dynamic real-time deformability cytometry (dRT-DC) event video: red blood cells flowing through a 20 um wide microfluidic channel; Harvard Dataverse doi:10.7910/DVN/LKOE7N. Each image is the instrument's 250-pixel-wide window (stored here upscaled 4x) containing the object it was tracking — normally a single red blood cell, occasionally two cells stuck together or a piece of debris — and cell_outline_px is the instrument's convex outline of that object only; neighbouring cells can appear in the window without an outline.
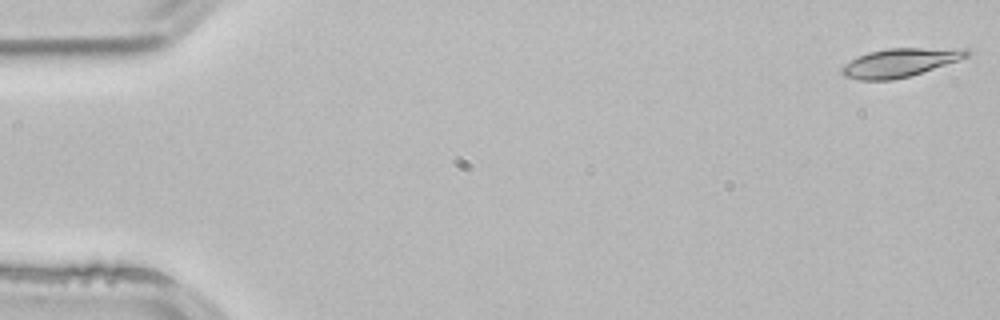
{"species": "common noctule bat (a hibernating species)", "species_latin": "Nyctalus noctula", "temperature_condition": "room temperature", "stored_images_in_passage": 52, "camera_frame_rate_fps": 3000, "um_per_image_px": 0.085, "animal": {"sex": "male", "body_mass_g": 21.5, "forearm_length_mm": 52.0}, "frame": {"image": 1, "passage_image": 1, "time_ms": 0.0, "image_size_px": [1000, 320], "cell_outline_px": [[972, 52], [968, 56], [908, 76], [892, 80], [860, 80], [844, 76], [840, 72], [840, 68], [844, 64], [868, 52], [888, 48], [968, 48]], "centroid_in_image_um": [76.47, 5.31], "position_along_channel_um": 8.5, "area_um2": 20.46}}
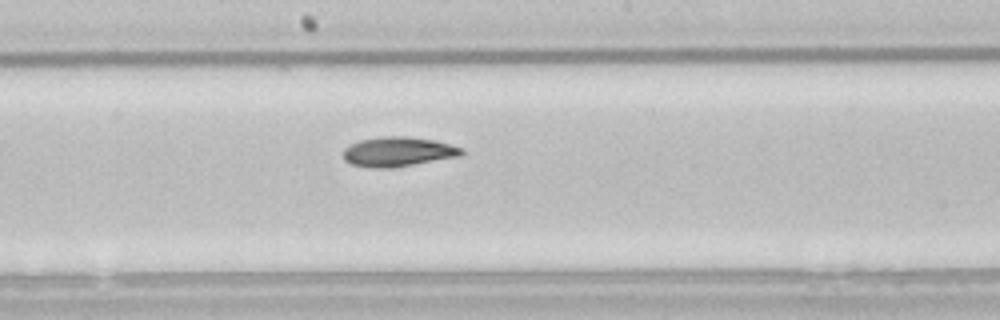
{"frame": {"image": 2, "passage_image": 28, "time_ms": 9.0, "image_size_px": [1000, 320], "cell_outline_px": [[464, 152], [460, 156], [392, 168], [368, 168], [352, 164], [344, 160], [344, 148], [360, 140], [384, 136], [408, 136], [436, 140], [464, 148]], "centroid_in_image_um": [33.86, 12.89], "position_along_channel_um": 214.3, "area_um2": 20.52}}
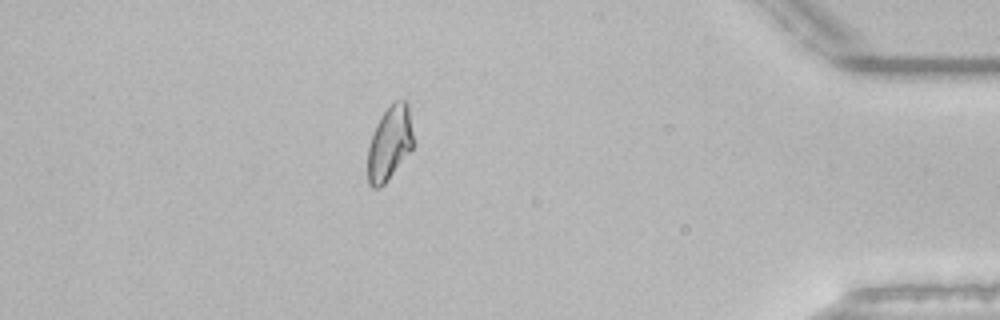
{"frame": {"image": 3, "passage_image": 46, "time_ms": 15.0, "image_size_px": [1000, 320], "cell_outline_px": [[416, 144], [388, 180], [380, 188], [372, 188], [368, 184], [368, 144], [376, 124], [380, 116], [396, 100], [408, 100]], "centroid_in_image_um": [33.15, 12.16], "position_along_channel_um": 402.0, "area_um2": 20.23}, "authors_computed_cell_mechanics": {"area_um2": 20.23, "velocity_mm_per_s": 3.8668, "shape_relaxation_time_tau1_ms": 7.9575, "shape_relaxation_time_tau2_ms": 5.724, "deformation_change_tau1": 0.203, "deformation_change_tau2": 0.1194}}